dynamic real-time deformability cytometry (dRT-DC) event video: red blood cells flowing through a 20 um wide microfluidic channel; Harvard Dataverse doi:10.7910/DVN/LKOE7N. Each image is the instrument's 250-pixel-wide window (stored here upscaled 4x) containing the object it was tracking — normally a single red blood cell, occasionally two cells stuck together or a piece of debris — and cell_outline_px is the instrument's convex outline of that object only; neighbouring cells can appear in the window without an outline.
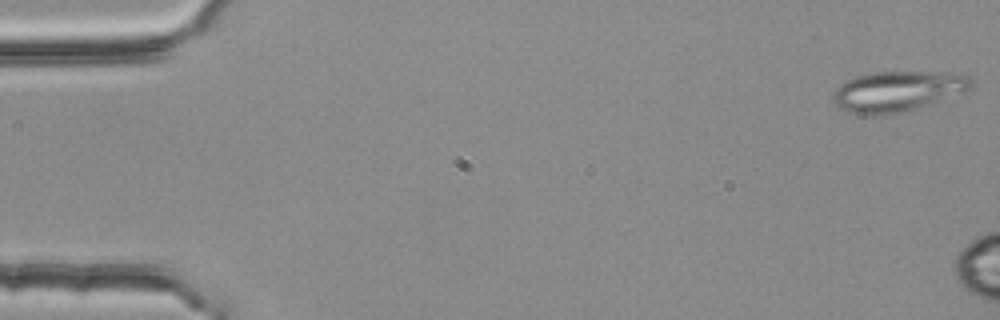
{"species": "common noctule bat (a hibernating species)", "species_latin": "Nyctalus noctula", "temperature_condition": "room temperature", "stored_images_in_passage": 4, "camera_frame_rate_fps": 3000, "um_per_image_px": 0.085, "animal": {"sex": "female", "body_mass_g": 25.1}, "frame": {"image": 1, "passage_image": 1, "time_ms": 0.0, "image_size_px": [1000, 320], "cell_outline_px": [[972, 88], [964, 92], [900, 112], [884, 116], [864, 116], [848, 112], [840, 108], [832, 100], [832, 92], [844, 80], [856, 76], [872, 72], [944, 72], [968, 76], [972, 80]], "centroid_in_image_um": [76.2, 7.76], "position_along_channel_um": 8.8, "area_um2": 32.54}}